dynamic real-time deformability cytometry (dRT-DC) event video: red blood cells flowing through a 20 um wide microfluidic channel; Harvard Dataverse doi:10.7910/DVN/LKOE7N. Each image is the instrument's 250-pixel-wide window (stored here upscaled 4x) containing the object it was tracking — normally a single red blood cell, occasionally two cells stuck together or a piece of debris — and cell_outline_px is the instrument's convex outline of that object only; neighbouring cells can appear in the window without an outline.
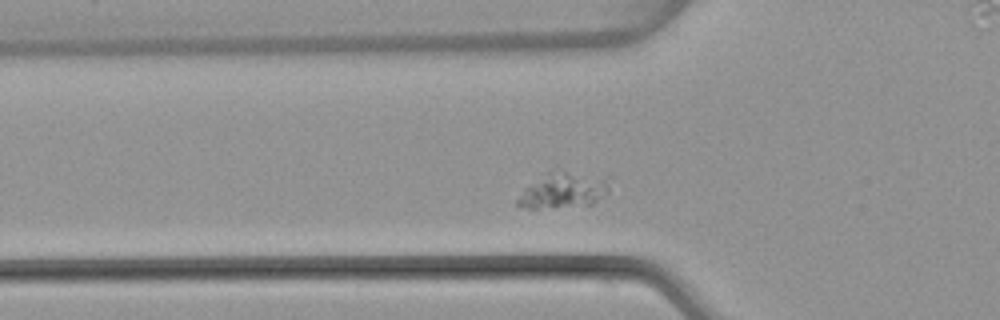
{"species": "common noctule bat (a hibernating species)", "species_latin": "Nyctalus noctula", "temperature_condition": "warm", "stored_images_in_passage": 38, "camera_frame_rate_fps": 3000, "um_per_image_px": 0.085, "animal": {"sex": "female", "body_mass_g": 22.7, "forearm_length_mm": 54.2}, "frame": {"image": 1, "passage_image": 2, "time_ms": 0.333, "image_size_px": [1000, 320], "cell_outline_px": [[612, 176], [608, 192], [604, 196], [592, 204], [536, 208], [528, 208], [516, 204], [516, 200], [524, 188], [544, 172], [556, 164]], "centroid_in_image_um": [47.98, 16.0], "position_along_channel_um": 77.8, "area_um2": 20.92}}
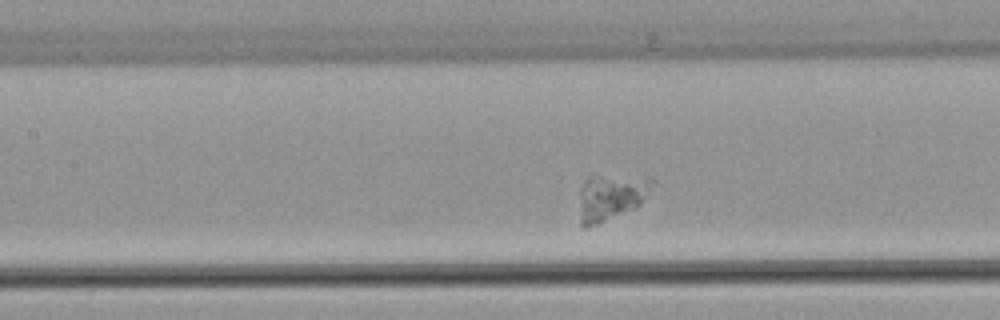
{"frame": {"image": 2, "passage_image": 8, "time_ms": 2.333, "image_size_px": [1000, 320], "cell_outline_px": [[656, 180], [640, 204], [636, 208], [596, 224], [584, 228], [580, 224], [580, 188], [584, 180], [588, 176], [652, 176]], "centroid_in_image_um": [51.95, 16.72], "position_along_channel_um": 155.5, "area_um2": 19.71}}
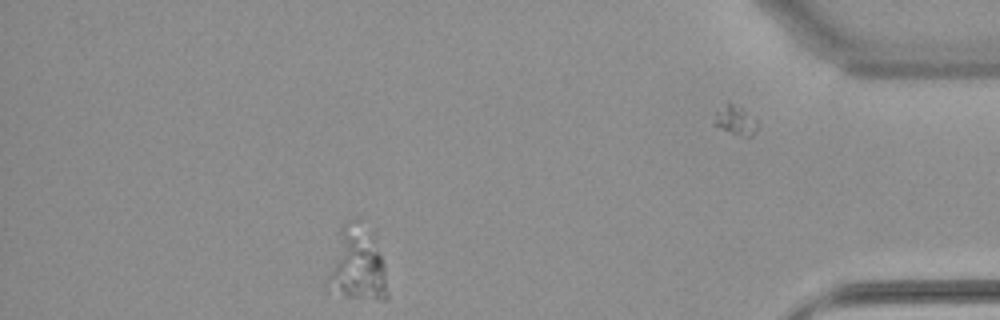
{"frame": {"image": 3, "passage_image": 31, "time_ms": 10.0, "image_size_px": [1000, 320], "cell_outline_px": [[388, 300], [384, 300], [344, 296], [324, 288], [324, 284], [340, 224], [356, 216], [360, 216], [372, 232], [384, 264], [388, 292]], "centroid_in_image_um": [30.32, 22.39], "position_along_channel_um": 404.9, "area_um2": 26.99}}